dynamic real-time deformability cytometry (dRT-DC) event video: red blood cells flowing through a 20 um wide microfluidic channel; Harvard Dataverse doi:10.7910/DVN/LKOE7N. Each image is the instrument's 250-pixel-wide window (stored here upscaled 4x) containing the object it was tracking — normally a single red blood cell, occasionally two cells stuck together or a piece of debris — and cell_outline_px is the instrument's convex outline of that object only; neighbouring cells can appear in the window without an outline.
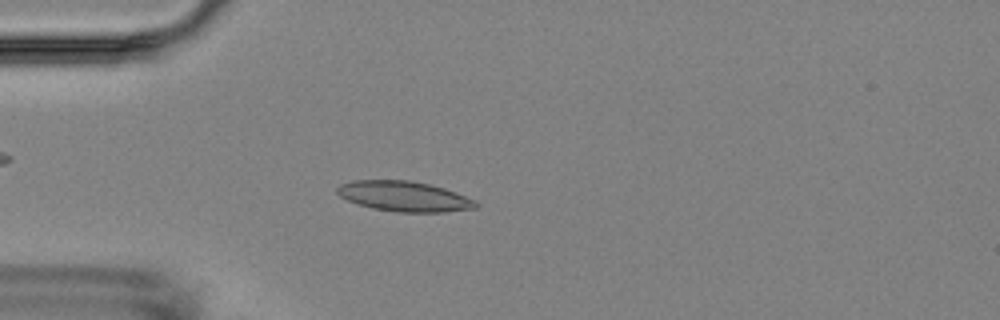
{"species": "Egyptian fruit bat (a non-hibernating species)", "species_latin": "Rousettus aegyptiacus", "temperature_condition": "room temperature", "stored_images_in_passage": 5, "camera_frame_rate_fps": 3000, "um_per_image_px": 0.085, "animal": {"sex": "female"}, "frame": {"image": 1, "passage_image": 4, "time_ms": 4.333, "image_size_px": [1000, 320], "cell_outline_px": [[480, 204], [476, 208], [444, 212], [396, 212], [372, 208], [348, 200], [340, 196], [336, 192], [336, 188], [340, 184], [352, 180], [408, 180], [428, 184], [444, 188], [456, 192], [476, 200]], "centroid_in_image_um": [34.37, 16.69], "position_along_channel_um": 50.6, "area_um2": 24.45}}